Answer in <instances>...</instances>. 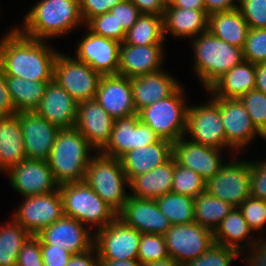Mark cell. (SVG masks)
Returning <instances> with one entry per match:
<instances>
[{"label":"cell","mask_w":266,"mask_h":266,"mask_svg":"<svg viewBox=\"0 0 266 266\" xmlns=\"http://www.w3.org/2000/svg\"><path fill=\"white\" fill-rule=\"evenodd\" d=\"M0 40V69L5 76L32 81H52L57 49L47 40L32 39L16 27ZM47 42V43H46Z\"/></svg>","instance_id":"cell-1"},{"label":"cell","mask_w":266,"mask_h":266,"mask_svg":"<svg viewBox=\"0 0 266 266\" xmlns=\"http://www.w3.org/2000/svg\"><path fill=\"white\" fill-rule=\"evenodd\" d=\"M24 18L17 29L38 40L58 38L83 23L79 0H38Z\"/></svg>","instance_id":"cell-2"},{"label":"cell","mask_w":266,"mask_h":266,"mask_svg":"<svg viewBox=\"0 0 266 266\" xmlns=\"http://www.w3.org/2000/svg\"><path fill=\"white\" fill-rule=\"evenodd\" d=\"M96 150L74 127L60 129L53 144L48 163L58 185L84 181L88 164Z\"/></svg>","instance_id":"cell-3"},{"label":"cell","mask_w":266,"mask_h":266,"mask_svg":"<svg viewBox=\"0 0 266 266\" xmlns=\"http://www.w3.org/2000/svg\"><path fill=\"white\" fill-rule=\"evenodd\" d=\"M190 40L194 55V73L206 90L244 60L242 48L215 37L208 30Z\"/></svg>","instance_id":"cell-4"},{"label":"cell","mask_w":266,"mask_h":266,"mask_svg":"<svg viewBox=\"0 0 266 266\" xmlns=\"http://www.w3.org/2000/svg\"><path fill=\"white\" fill-rule=\"evenodd\" d=\"M58 189L64 215L91 228L95 226V231L105 228L117 218V213L85 181L63 183Z\"/></svg>","instance_id":"cell-5"},{"label":"cell","mask_w":266,"mask_h":266,"mask_svg":"<svg viewBox=\"0 0 266 266\" xmlns=\"http://www.w3.org/2000/svg\"><path fill=\"white\" fill-rule=\"evenodd\" d=\"M84 181L117 214L123 209L129 196L125 190L129 181L118 158L96 152L87 166Z\"/></svg>","instance_id":"cell-6"},{"label":"cell","mask_w":266,"mask_h":266,"mask_svg":"<svg viewBox=\"0 0 266 266\" xmlns=\"http://www.w3.org/2000/svg\"><path fill=\"white\" fill-rule=\"evenodd\" d=\"M179 87L172 95L161 99L138 112L140 120L147 124L161 139L172 143L184 136L187 113L184 89Z\"/></svg>","instance_id":"cell-7"},{"label":"cell","mask_w":266,"mask_h":266,"mask_svg":"<svg viewBox=\"0 0 266 266\" xmlns=\"http://www.w3.org/2000/svg\"><path fill=\"white\" fill-rule=\"evenodd\" d=\"M102 75L89 65L59 52L53 79L77 102L95 99Z\"/></svg>","instance_id":"cell-8"},{"label":"cell","mask_w":266,"mask_h":266,"mask_svg":"<svg viewBox=\"0 0 266 266\" xmlns=\"http://www.w3.org/2000/svg\"><path fill=\"white\" fill-rule=\"evenodd\" d=\"M205 104L189 106L185 134L191 135L189 140L204 146L220 150H233L227 144L222 116L218 104L210 98Z\"/></svg>","instance_id":"cell-9"},{"label":"cell","mask_w":266,"mask_h":266,"mask_svg":"<svg viewBox=\"0 0 266 266\" xmlns=\"http://www.w3.org/2000/svg\"><path fill=\"white\" fill-rule=\"evenodd\" d=\"M23 198L11 219L20 224L30 235L36 236L64 215L59 189L52 193Z\"/></svg>","instance_id":"cell-10"},{"label":"cell","mask_w":266,"mask_h":266,"mask_svg":"<svg viewBox=\"0 0 266 266\" xmlns=\"http://www.w3.org/2000/svg\"><path fill=\"white\" fill-rule=\"evenodd\" d=\"M167 251L182 266L204 254L213 244V232L196 222L171 225L164 235Z\"/></svg>","instance_id":"cell-11"},{"label":"cell","mask_w":266,"mask_h":266,"mask_svg":"<svg viewBox=\"0 0 266 266\" xmlns=\"http://www.w3.org/2000/svg\"><path fill=\"white\" fill-rule=\"evenodd\" d=\"M141 233L118 217L105 228L94 231L99 260L138 259Z\"/></svg>","instance_id":"cell-12"},{"label":"cell","mask_w":266,"mask_h":266,"mask_svg":"<svg viewBox=\"0 0 266 266\" xmlns=\"http://www.w3.org/2000/svg\"><path fill=\"white\" fill-rule=\"evenodd\" d=\"M220 171L206 182V191L215 198L239 207L250 197V162L231 157Z\"/></svg>","instance_id":"cell-13"},{"label":"cell","mask_w":266,"mask_h":266,"mask_svg":"<svg viewBox=\"0 0 266 266\" xmlns=\"http://www.w3.org/2000/svg\"><path fill=\"white\" fill-rule=\"evenodd\" d=\"M159 139V136L143 123L136 113L114 119L111 138L101 153L119 159L126 152L147 146Z\"/></svg>","instance_id":"cell-14"},{"label":"cell","mask_w":266,"mask_h":266,"mask_svg":"<svg viewBox=\"0 0 266 266\" xmlns=\"http://www.w3.org/2000/svg\"><path fill=\"white\" fill-rule=\"evenodd\" d=\"M212 99L220 108L226 141L233 149L232 153H240L257 135L265 140V136L255 127L240 99L215 96Z\"/></svg>","instance_id":"cell-15"},{"label":"cell","mask_w":266,"mask_h":266,"mask_svg":"<svg viewBox=\"0 0 266 266\" xmlns=\"http://www.w3.org/2000/svg\"><path fill=\"white\" fill-rule=\"evenodd\" d=\"M6 173L11 187L23 197L52 193L59 186L48 160L25 159Z\"/></svg>","instance_id":"cell-16"},{"label":"cell","mask_w":266,"mask_h":266,"mask_svg":"<svg viewBox=\"0 0 266 266\" xmlns=\"http://www.w3.org/2000/svg\"><path fill=\"white\" fill-rule=\"evenodd\" d=\"M88 228L78 220L63 215L36 236L40 239V245L64 247L71 254H78L94 245V232Z\"/></svg>","instance_id":"cell-17"},{"label":"cell","mask_w":266,"mask_h":266,"mask_svg":"<svg viewBox=\"0 0 266 266\" xmlns=\"http://www.w3.org/2000/svg\"><path fill=\"white\" fill-rule=\"evenodd\" d=\"M220 151L223 150L195 143L186 139V136H182L172 145V157L175 162L192 169L206 182L214 177L225 164Z\"/></svg>","instance_id":"cell-18"},{"label":"cell","mask_w":266,"mask_h":266,"mask_svg":"<svg viewBox=\"0 0 266 266\" xmlns=\"http://www.w3.org/2000/svg\"><path fill=\"white\" fill-rule=\"evenodd\" d=\"M119 42L93 34L91 31L77 44L76 59L89 65L101 75L118 74Z\"/></svg>","instance_id":"cell-19"},{"label":"cell","mask_w":266,"mask_h":266,"mask_svg":"<svg viewBox=\"0 0 266 266\" xmlns=\"http://www.w3.org/2000/svg\"><path fill=\"white\" fill-rule=\"evenodd\" d=\"M17 116L23 130L26 158L48 160L60 128L35 111H20Z\"/></svg>","instance_id":"cell-20"},{"label":"cell","mask_w":266,"mask_h":266,"mask_svg":"<svg viewBox=\"0 0 266 266\" xmlns=\"http://www.w3.org/2000/svg\"><path fill=\"white\" fill-rule=\"evenodd\" d=\"M113 124L114 119L95 99L78 103L75 128L96 152H101L108 144Z\"/></svg>","instance_id":"cell-21"},{"label":"cell","mask_w":266,"mask_h":266,"mask_svg":"<svg viewBox=\"0 0 266 266\" xmlns=\"http://www.w3.org/2000/svg\"><path fill=\"white\" fill-rule=\"evenodd\" d=\"M117 217L141 234L164 236L171 227L168 218L159 210L156 200L138 199L130 195Z\"/></svg>","instance_id":"cell-22"},{"label":"cell","mask_w":266,"mask_h":266,"mask_svg":"<svg viewBox=\"0 0 266 266\" xmlns=\"http://www.w3.org/2000/svg\"><path fill=\"white\" fill-rule=\"evenodd\" d=\"M77 110L78 103L53 79L34 111L58 128L70 129L75 127Z\"/></svg>","instance_id":"cell-23"},{"label":"cell","mask_w":266,"mask_h":266,"mask_svg":"<svg viewBox=\"0 0 266 266\" xmlns=\"http://www.w3.org/2000/svg\"><path fill=\"white\" fill-rule=\"evenodd\" d=\"M95 100L113 118L136 114L131 79L121 75H102Z\"/></svg>","instance_id":"cell-24"},{"label":"cell","mask_w":266,"mask_h":266,"mask_svg":"<svg viewBox=\"0 0 266 266\" xmlns=\"http://www.w3.org/2000/svg\"><path fill=\"white\" fill-rule=\"evenodd\" d=\"M164 46L163 44L137 46L122 42L119 49L118 75L131 79L162 70Z\"/></svg>","instance_id":"cell-25"},{"label":"cell","mask_w":266,"mask_h":266,"mask_svg":"<svg viewBox=\"0 0 266 266\" xmlns=\"http://www.w3.org/2000/svg\"><path fill=\"white\" fill-rule=\"evenodd\" d=\"M165 70L131 78L133 104L141 109L172 95L181 85Z\"/></svg>","instance_id":"cell-26"},{"label":"cell","mask_w":266,"mask_h":266,"mask_svg":"<svg viewBox=\"0 0 266 266\" xmlns=\"http://www.w3.org/2000/svg\"><path fill=\"white\" fill-rule=\"evenodd\" d=\"M171 141L159 139L157 142L126 152L119 160L130 181L137 175L145 174L151 169L167 162L172 157Z\"/></svg>","instance_id":"cell-27"},{"label":"cell","mask_w":266,"mask_h":266,"mask_svg":"<svg viewBox=\"0 0 266 266\" xmlns=\"http://www.w3.org/2000/svg\"><path fill=\"white\" fill-rule=\"evenodd\" d=\"M163 32L177 39L195 38L208 30L209 15L205 10L173 7L169 2L162 16Z\"/></svg>","instance_id":"cell-28"},{"label":"cell","mask_w":266,"mask_h":266,"mask_svg":"<svg viewBox=\"0 0 266 266\" xmlns=\"http://www.w3.org/2000/svg\"><path fill=\"white\" fill-rule=\"evenodd\" d=\"M175 159L171 157L164 164L157 166L145 174L137 175L129 181L132 197L156 200L172 192Z\"/></svg>","instance_id":"cell-29"},{"label":"cell","mask_w":266,"mask_h":266,"mask_svg":"<svg viewBox=\"0 0 266 266\" xmlns=\"http://www.w3.org/2000/svg\"><path fill=\"white\" fill-rule=\"evenodd\" d=\"M255 89V64L243 60L218 78L207 90L210 96L239 99Z\"/></svg>","instance_id":"cell-30"},{"label":"cell","mask_w":266,"mask_h":266,"mask_svg":"<svg viewBox=\"0 0 266 266\" xmlns=\"http://www.w3.org/2000/svg\"><path fill=\"white\" fill-rule=\"evenodd\" d=\"M23 130L17 114L0 117V171L27 159L23 142Z\"/></svg>","instance_id":"cell-31"},{"label":"cell","mask_w":266,"mask_h":266,"mask_svg":"<svg viewBox=\"0 0 266 266\" xmlns=\"http://www.w3.org/2000/svg\"><path fill=\"white\" fill-rule=\"evenodd\" d=\"M252 232L239 208L234 207L213 232L214 242L233 248L241 255L248 246L250 247L257 240V237L251 238L255 236ZM247 239L249 242L246 241Z\"/></svg>","instance_id":"cell-32"},{"label":"cell","mask_w":266,"mask_h":266,"mask_svg":"<svg viewBox=\"0 0 266 266\" xmlns=\"http://www.w3.org/2000/svg\"><path fill=\"white\" fill-rule=\"evenodd\" d=\"M249 29L238 8L209 15L208 31L215 37L239 48L243 49Z\"/></svg>","instance_id":"cell-33"},{"label":"cell","mask_w":266,"mask_h":266,"mask_svg":"<svg viewBox=\"0 0 266 266\" xmlns=\"http://www.w3.org/2000/svg\"><path fill=\"white\" fill-rule=\"evenodd\" d=\"M5 80L17 113L34 111L43 97L48 82H51L24 80L13 76H5Z\"/></svg>","instance_id":"cell-34"},{"label":"cell","mask_w":266,"mask_h":266,"mask_svg":"<svg viewBox=\"0 0 266 266\" xmlns=\"http://www.w3.org/2000/svg\"><path fill=\"white\" fill-rule=\"evenodd\" d=\"M233 208L230 203L204 191L194 198L195 222L214 232Z\"/></svg>","instance_id":"cell-35"},{"label":"cell","mask_w":266,"mask_h":266,"mask_svg":"<svg viewBox=\"0 0 266 266\" xmlns=\"http://www.w3.org/2000/svg\"><path fill=\"white\" fill-rule=\"evenodd\" d=\"M162 16L141 14L135 24L126 32L125 44L146 46L165 44Z\"/></svg>","instance_id":"cell-36"},{"label":"cell","mask_w":266,"mask_h":266,"mask_svg":"<svg viewBox=\"0 0 266 266\" xmlns=\"http://www.w3.org/2000/svg\"><path fill=\"white\" fill-rule=\"evenodd\" d=\"M0 225V266H16L22 245L31 236L13 219Z\"/></svg>","instance_id":"cell-37"},{"label":"cell","mask_w":266,"mask_h":266,"mask_svg":"<svg viewBox=\"0 0 266 266\" xmlns=\"http://www.w3.org/2000/svg\"><path fill=\"white\" fill-rule=\"evenodd\" d=\"M156 202L171 225L195 222L193 197L170 192L157 198Z\"/></svg>","instance_id":"cell-38"},{"label":"cell","mask_w":266,"mask_h":266,"mask_svg":"<svg viewBox=\"0 0 266 266\" xmlns=\"http://www.w3.org/2000/svg\"><path fill=\"white\" fill-rule=\"evenodd\" d=\"M206 191V181L192 169L175 162L172 192L196 198Z\"/></svg>","instance_id":"cell-39"},{"label":"cell","mask_w":266,"mask_h":266,"mask_svg":"<svg viewBox=\"0 0 266 266\" xmlns=\"http://www.w3.org/2000/svg\"><path fill=\"white\" fill-rule=\"evenodd\" d=\"M169 258L165 238L158 234H141L138 261L143 264L162 261Z\"/></svg>","instance_id":"cell-40"},{"label":"cell","mask_w":266,"mask_h":266,"mask_svg":"<svg viewBox=\"0 0 266 266\" xmlns=\"http://www.w3.org/2000/svg\"><path fill=\"white\" fill-rule=\"evenodd\" d=\"M239 256L237 250L214 242L204 254L183 266H230Z\"/></svg>","instance_id":"cell-41"},{"label":"cell","mask_w":266,"mask_h":266,"mask_svg":"<svg viewBox=\"0 0 266 266\" xmlns=\"http://www.w3.org/2000/svg\"><path fill=\"white\" fill-rule=\"evenodd\" d=\"M85 26L87 30L95 35L112 39L119 43L125 40L126 32L121 25H118L117 20L110 12L93 17Z\"/></svg>","instance_id":"cell-42"},{"label":"cell","mask_w":266,"mask_h":266,"mask_svg":"<svg viewBox=\"0 0 266 266\" xmlns=\"http://www.w3.org/2000/svg\"><path fill=\"white\" fill-rule=\"evenodd\" d=\"M255 127L266 135V94L251 90L239 98Z\"/></svg>","instance_id":"cell-43"},{"label":"cell","mask_w":266,"mask_h":266,"mask_svg":"<svg viewBox=\"0 0 266 266\" xmlns=\"http://www.w3.org/2000/svg\"><path fill=\"white\" fill-rule=\"evenodd\" d=\"M242 51L245 61L253 64L266 63V28H250Z\"/></svg>","instance_id":"cell-44"},{"label":"cell","mask_w":266,"mask_h":266,"mask_svg":"<svg viewBox=\"0 0 266 266\" xmlns=\"http://www.w3.org/2000/svg\"><path fill=\"white\" fill-rule=\"evenodd\" d=\"M244 219L252 231H260L266 227V200L248 197L239 207Z\"/></svg>","instance_id":"cell-45"},{"label":"cell","mask_w":266,"mask_h":266,"mask_svg":"<svg viewBox=\"0 0 266 266\" xmlns=\"http://www.w3.org/2000/svg\"><path fill=\"white\" fill-rule=\"evenodd\" d=\"M238 9L249 28H266V0H239Z\"/></svg>","instance_id":"cell-46"},{"label":"cell","mask_w":266,"mask_h":266,"mask_svg":"<svg viewBox=\"0 0 266 266\" xmlns=\"http://www.w3.org/2000/svg\"><path fill=\"white\" fill-rule=\"evenodd\" d=\"M250 197L266 200V159L250 161Z\"/></svg>","instance_id":"cell-47"},{"label":"cell","mask_w":266,"mask_h":266,"mask_svg":"<svg viewBox=\"0 0 266 266\" xmlns=\"http://www.w3.org/2000/svg\"><path fill=\"white\" fill-rule=\"evenodd\" d=\"M16 266H44L40 239L31 235L18 253Z\"/></svg>","instance_id":"cell-48"},{"label":"cell","mask_w":266,"mask_h":266,"mask_svg":"<svg viewBox=\"0 0 266 266\" xmlns=\"http://www.w3.org/2000/svg\"><path fill=\"white\" fill-rule=\"evenodd\" d=\"M109 12L115 17L118 25H121L125 32L135 24L141 15L138 8L130 0H123L110 9Z\"/></svg>","instance_id":"cell-49"},{"label":"cell","mask_w":266,"mask_h":266,"mask_svg":"<svg viewBox=\"0 0 266 266\" xmlns=\"http://www.w3.org/2000/svg\"><path fill=\"white\" fill-rule=\"evenodd\" d=\"M122 1L123 0H79L83 25L93 17L109 12L110 9Z\"/></svg>","instance_id":"cell-50"},{"label":"cell","mask_w":266,"mask_h":266,"mask_svg":"<svg viewBox=\"0 0 266 266\" xmlns=\"http://www.w3.org/2000/svg\"><path fill=\"white\" fill-rule=\"evenodd\" d=\"M44 266H66L72 254L64 247L41 245Z\"/></svg>","instance_id":"cell-51"},{"label":"cell","mask_w":266,"mask_h":266,"mask_svg":"<svg viewBox=\"0 0 266 266\" xmlns=\"http://www.w3.org/2000/svg\"><path fill=\"white\" fill-rule=\"evenodd\" d=\"M14 114H17V112L7 89L5 75L0 69V117H7Z\"/></svg>","instance_id":"cell-52"},{"label":"cell","mask_w":266,"mask_h":266,"mask_svg":"<svg viewBox=\"0 0 266 266\" xmlns=\"http://www.w3.org/2000/svg\"><path fill=\"white\" fill-rule=\"evenodd\" d=\"M66 266H100V260L95 245L82 253L72 254Z\"/></svg>","instance_id":"cell-53"},{"label":"cell","mask_w":266,"mask_h":266,"mask_svg":"<svg viewBox=\"0 0 266 266\" xmlns=\"http://www.w3.org/2000/svg\"><path fill=\"white\" fill-rule=\"evenodd\" d=\"M141 14L163 16L168 0H130Z\"/></svg>","instance_id":"cell-54"},{"label":"cell","mask_w":266,"mask_h":266,"mask_svg":"<svg viewBox=\"0 0 266 266\" xmlns=\"http://www.w3.org/2000/svg\"><path fill=\"white\" fill-rule=\"evenodd\" d=\"M237 1V3L235 2ZM205 11L208 15L226 12L238 8L239 0H204Z\"/></svg>","instance_id":"cell-55"},{"label":"cell","mask_w":266,"mask_h":266,"mask_svg":"<svg viewBox=\"0 0 266 266\" xmlns=\"http://www.w3.org/2000/svg\"><path fill=\"white\" fill-rule=\"evenodd\" d=\"M255 90L266 94V63L255 64Z\"/></svg>","instance_id":"cell-56"},{"label":"cell","mask_w":266,"mask_h":266,"mask_svg":"<svg viewBox=\"0 0 266 266\" xmlns=\"http://www.w3.org/2000/svg\"><path fill=\"white\" fill-rule=\"evenodd\" d=\"M173 7L193 9V10H205L204 0H168Z\"/></svg>","instance_id":"cell-57"},{"label":"cell","mask_w":266,"mask_h":266,"mask_svg":"<svg viewBox=\"0 0 266 266\" xmlns=\"http://www.w3.org/2000/svg\"><path fill=\"white\" fill-rule=\"evenodd\" d=\"M100 266H142L138 259L100 260Z\"/></svg>","instance_id":"cell-58"},{"label":"cell","mask_w":266,"mask_h":266,"mask_svg":"<svg viewBox=\"0 0 266 266\" xmlns=\"http://www.w3.org/2000/svg\"><path fill=\"white\" fill-rule=\"evenodd\" d=\"M142 266H182L177 263L173 258H168L162 261L149 262L147 264H143Z\"/></svg>","instance_id":"cell-59"}]
</instances>
